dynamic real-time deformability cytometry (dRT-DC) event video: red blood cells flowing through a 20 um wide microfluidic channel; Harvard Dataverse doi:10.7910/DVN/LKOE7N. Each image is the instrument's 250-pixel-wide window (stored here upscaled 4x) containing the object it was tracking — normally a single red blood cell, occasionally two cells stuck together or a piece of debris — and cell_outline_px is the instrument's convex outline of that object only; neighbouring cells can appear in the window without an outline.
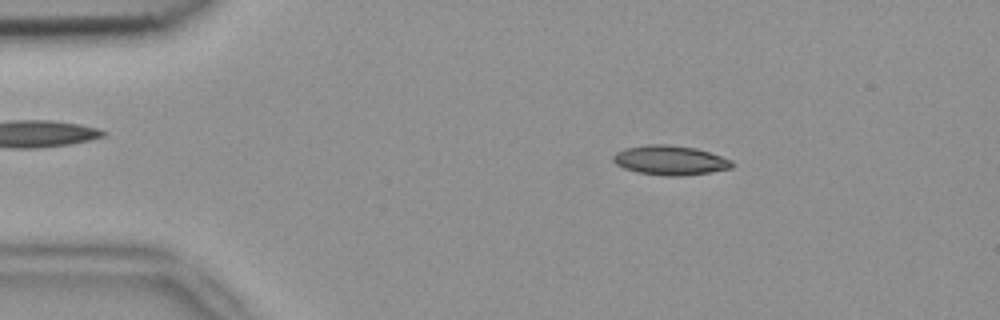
{"species": "common noctule bat (a hibernating species)", "species_latin": "Nyctalus noctula", "temperature_condition": "room temperature", "stored_images_in_passage": 4, "camera_frame_rate_fps": 3000, "um_per_image_px": 0.085, "animal": {"sex": "female", "body_mass_g": 18.4}, "frame": {"image": 1, "passage_image": 1, "time_ms": 0.0, "image_size_px": [1000, 320], "cell_outline_px": [[736, 164], [732, 168], [684, 176], [664, 176], [636, 172], [624, 168], [616, 164], [612, 160], [612, 156], [616, 152], [624, 148], [644, 144], [668, 144], [696, 148], [732, 160]], "centroid_in_image_um": [56.94, 13.62], "position_along_channel_um": 28.1, "area_um2": 20.63}}
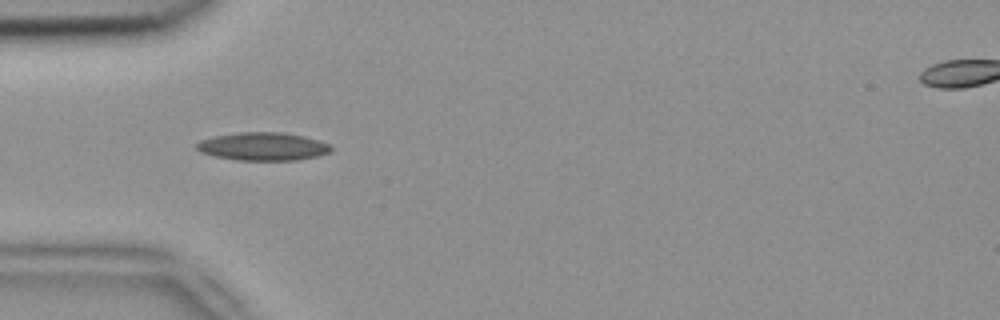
{"frame": {"image": 2, "passage_image": 3, "time_ms": 0.667, "image_size_px": [1000, 320], "cell_outline_px": [[332, 152], [320, 156], [296, 160], [236, 160], [216, 156], [200, 152], [196, 148], [196, 144], [200, 140], [216, 136], [236, 132], [280, 132], [304, 136], [320, 140], [328, 144], [332, 148]], "centroid_in_image_um": [22.38, 12.45], "position_along_channel_um": 62.6, "area_um2": 22.08}}